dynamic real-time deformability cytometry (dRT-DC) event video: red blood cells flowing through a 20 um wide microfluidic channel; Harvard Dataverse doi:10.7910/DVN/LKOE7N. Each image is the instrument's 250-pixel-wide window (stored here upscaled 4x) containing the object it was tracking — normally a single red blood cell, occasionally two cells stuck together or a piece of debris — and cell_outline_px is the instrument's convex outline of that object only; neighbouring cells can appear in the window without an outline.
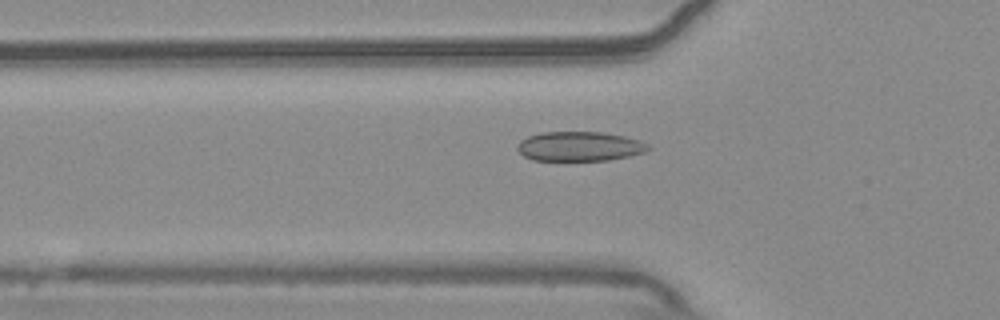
{"species": "common noctule bat (a hibernating species)", "species_latin": "Nyctalus noctula", "temperature_condition": "warm", "stored_images_in_passage": 34, "camera_frame_rate_fps": 3000, "um_per_image_px": 0.085, "animal": {"sex": "male", "body_mass_g": 20.4}, "frame": {"image": 1, "passage_image": 2, "time_ms": 0.333, "image_size_px": [1000, 320], "cell_outline_px": [[652, 148], [644, 152], [628, 156], [608, 160], [532, 160], [524, 156], [516, 148], [520, 140], [528, 136], [540, 132], [604, 132], [624, 136], [640, 140], [648, 144]], "centroid_in_image_um": [49.26, 12.43], "position_along_channel_um": 76.5, "area_um2": 22.54}}
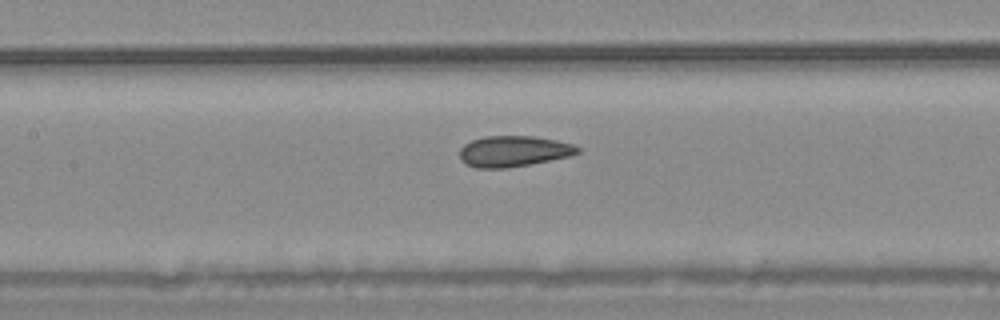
{"frame": {"image": 2, "passage_image": 9, "time_ms": 2.667, "image_size_px": [1000, 320], "cell_outline_px": [[580, 152], [568, 156], [532, 164], [508, 168], [476, 168], [464, 164], [460, 160], [460, 148], [464, 144], [472, 140], [484, 136], [532, 136], [556, 140], [572, 144], [580, 148]], "centroid_in_image_um": [43.61, 12.86], "position_along_channel_um": 163.8, "area_um2": 21.33}}
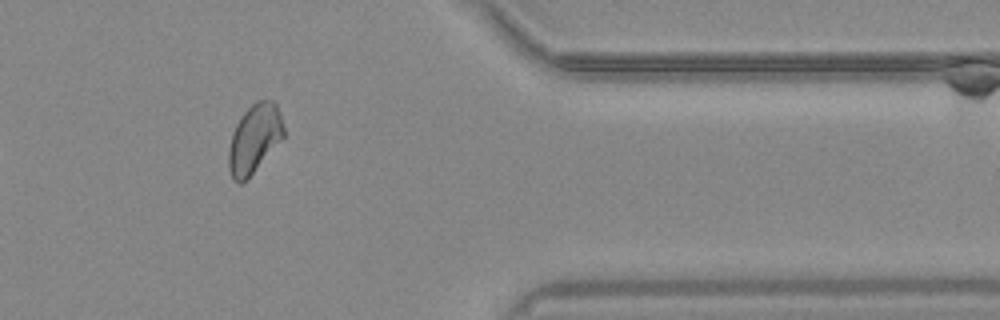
{"frame": {"image": 3, "passage_image": 29, "time_ms": 9.333, "image_size_px": [1000, 320], "cell_outline_px": [[284, 136], [252, 172], [240, 184], [232, 180], [228, 168], [228, 152], [232, 132], [236, 124], [244, 112], [256, 100], [272, 100], [276, 104], [280, 112], [284, 128]], "centroid_in_image_um": [21.6, 11.76], "position_along_channel_um": 389.8, "area_um2": 21.68}, "authors_computed_cell_mechanics": {"area_um2": 21.1259, "velocity_mm_per_s": 3.6922, "shape_relaxation_time_tau1_ms": 9.6342, "shape_relaxation_time_tau2_ms": 1.6689, "deformation_change_tau1": 0.1361, "deformation_change_tau2": 0.0611}}